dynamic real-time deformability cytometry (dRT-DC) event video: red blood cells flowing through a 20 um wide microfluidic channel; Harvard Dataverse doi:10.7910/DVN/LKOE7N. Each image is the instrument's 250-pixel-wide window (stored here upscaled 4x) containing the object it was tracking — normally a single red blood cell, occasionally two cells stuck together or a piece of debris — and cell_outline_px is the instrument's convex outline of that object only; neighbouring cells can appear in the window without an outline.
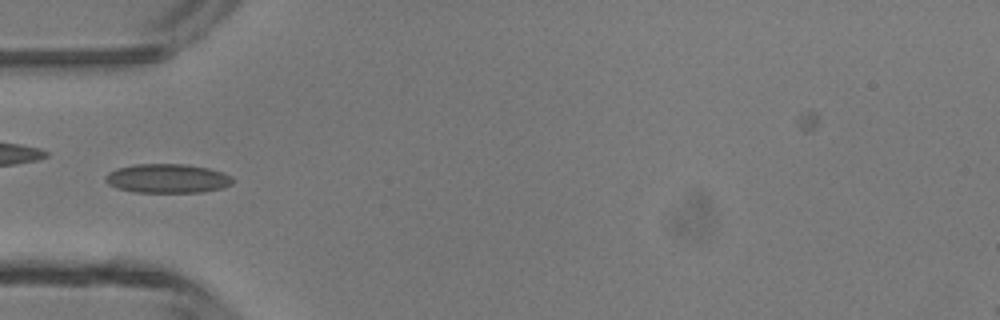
{"species": "common noctule bat (a hibernating species)", "species_latin": "Nyctalus noctula", "temperature_condition": "room temperature", "stored_images_in_passage": 4, "camera_frame_rate_fps": 3000, "um_per_image_px": 0.085, "animal": {"sex": "male", "body_mass_g": 13.3}, "frame": {"image": 1, "passage_image": 4, "time_ms": 3.333, "image_size_px": [1000, 320], "cell_outline_px": [[232, 184], [220, 188], [200, 192], [136, 192], [116, 188], [108, 184], [104, 180], [104, 176], [108, 172], [116, 168], [136, 164], [184, 164], [208, 168], [232, 176]], "centroid_in_image_um": [14.17, 15.16], "position_along_channel_um": 70.8, "area_um2": 21.5}}